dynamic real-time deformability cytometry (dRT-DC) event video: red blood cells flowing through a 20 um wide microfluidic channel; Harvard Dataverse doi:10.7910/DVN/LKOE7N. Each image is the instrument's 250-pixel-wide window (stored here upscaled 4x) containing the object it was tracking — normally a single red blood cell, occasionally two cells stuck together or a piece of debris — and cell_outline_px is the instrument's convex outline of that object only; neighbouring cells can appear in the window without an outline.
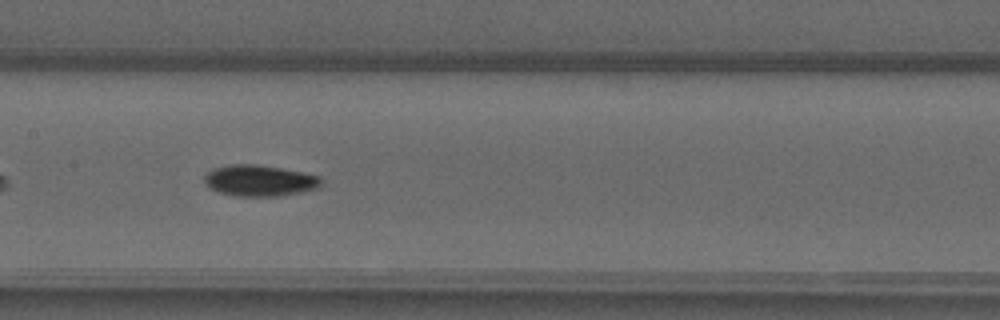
{"species": "common noctule bat (a hibernating species)", "species_latin": "Nyctalus noctula", "temperature_condition": "warm", "stored_images_in_passage": 37, "camera_frame_rate_fps": 3000, "um_per_image_px": 0.085, "animal": {"sex": "male", "forearm_length_mm": 52.5}, "frame": {"image": 1, "passage_image": 11, "time_ms": 3.333, "image_size_px": [1000, 320], "cell_outline_px": [[320, 188], [280, 196], [232, 196], [220, 192], [212, 188], [204, 180], [204, 172], [212, 168], [228, 164], [256, 164], [280, 168], [320, 176]], "centroid_in_image_um": [22.03, 15.34], "position_along_channel_um": 185.4, "area_um2": 21.21}}